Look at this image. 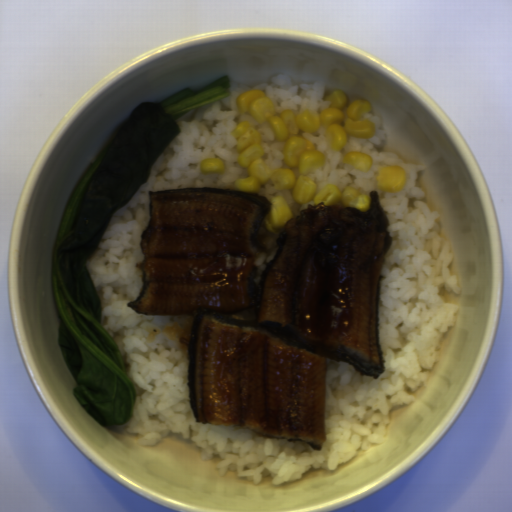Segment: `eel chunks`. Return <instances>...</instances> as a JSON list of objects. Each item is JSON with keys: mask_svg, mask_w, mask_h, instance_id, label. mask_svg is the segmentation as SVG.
<instances>
[{"mask_svg": "<svg viewBox=\"0 0 512 512\" xmlns=\"http://www.w3.org/2000/svg\"><path fill=\"white\" fill-rule=\"evenodd\" d=\"M368 196V211L319 202L290 218L257 285L267 196L218 186L149 190L136 263L142 284L125 305L193 316L195 422L318 450L328 359L381 376L378 300L393 237L378 191Z\"/></svg>", "mask_w": 512, "mask_h": 512, "instance_id": "1", "label": "eel chunks"}]
</instances>
